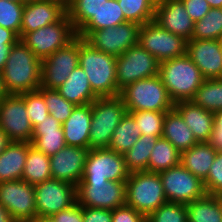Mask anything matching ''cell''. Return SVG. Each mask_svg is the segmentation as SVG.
<instances>
[{
  "label": "cell",
  "mask_w": 222,
  "mask_h": 222,
  "mask_svg": "<svg viewBox=\"0 0 222 222\" xmlns=\"http://www.w3.org/2000/svg\"><path fill=\"white\" fill-rule=\"evenodd\" d=\"M2 78L7 94L35 91L41 83V60L19 40L10 50Z\"/></svg>",
  "instance_id": "6da1fadb"
},
{
  "label": "cell",
  "mask_w": 222,
  "mask_h": 222,
  "mask_svg": "<svg viewBox=\"0 0 222 222\" xmlns=\"http://www.w3.org/2000/svg\"><path fill=\"white\" fill-rule=\"evenodd\" d=\"M116 58L93 48L79 37V66L86 72L90 86L98 97L119 96L116 81Z\"/></svg>",
  "instance_id": "7a4b0ae2"
},
{
  "label": "cell",
  "mask_w": 222,
  "mask_h": 222,
  "mask_svg": "<svg viewBox=\"0 0 222 222\" xmlns=\"http://www.w3.org/2000/svg\"><path fill=\"white\" fill-rule=\"evenodd\" d=\"M159 76L174 103L190 101L205 80L187 54L160 62Z\"/></svg>",
  "instance_id": "3957f363"
},
{
  "label": "cell",
  "mask_w": 222,
  "mask_h": 222,
  "mask_svg": "<svg viewBox=\"0 0 222 222\" xmlns=\"http://www.w3.org/2000/svg\"><path fill=\"white\" fill-rule=\"evenodd\" d=\"M119 96L127 112H167L174 108V102L170 99L159 75L140 79L127 85L120 91Z\"/></svg>",
  "instance_id": "277c9868"
},
{
  "label": "cell",
  "mask_w": 222,
  "mask_h": 222,
  "mask_svg": "<svg viewBox=\"0 0 222 222\" xmlns=\"http://www.w3.org/2000/svg\"><path fill=\"white\" fill-rule=\"evenodd\" d=\"M89 150L108 148L113 132L127 109L120 96L98 97L91 103Z\"/></svg>",
  "instance_id": "5b68a950"
},
{
  "label": "cell",
  "mask_w": 222,
  "mask_h": 222,
  "mask_svg": "<svg viewBox=\"0 0 222 222\" xmlns=\"http://www.w3.org/2000/svg\"><path fill=\"white\" fill-rule=\"evenodd\" d=\"M126 205L147 217L168 202L159 173L131 172L126 180Z\"/></svg>",
  "instance_id": "8992f818"
},
{
  "label": "cell",
  "mask_w": 222,
  "mask_h": 222,
  "mask_svg": "<svg viewBox=\"0 0 222 222\" xmlns=\"http://www.w3.org/2000/svg\"><path fill=\"white\" fill-rule=\"evenodd\" d=\"M77 36L68 15L60 21L25 33L20 40L42 61Z\"/></svg>",
  "instance_id": "52a82bcc"
},
{
  "label": "cell",
  "mask_w": 222,
  "mask_h": 222,
  "mask_svg": "<svg viewBox=\"0 0 222 222\" xmlns=\"http://www.w3.org/2000/svg\"><path fill=\"white\" fill-rule=\"evenodd\" d=\"M159 64L156 57L139 44L130 47L116 58L117 89L121 91L140 79L159 75Z\"/></svg>",
  "instance_id": "ba28073f"
},
{
  "label": "cell",
  "mask_w": 222,
  "mask_h": 222,
  "mask_svg": "<svg viewBox=\"0 0 222 222\" xmlns=\"http://www.w3.org/2000/svg\"><path fill=\"white\" fill-rule=\"evenodd\" d=\"M138 44L159 62L186 54L187 40L152 20L140 26Z\"/></svg>",
  "instance_id": "9c48e42d"
},
{
  "label": "cell",
  "mask_w": 222,
  "mask_h": 222,
  "mask_svg": "<svg viewBox=\"0 0 222 222\" xmlns=\"http://www.w3.org/2000/svg\"><path fill=\"white\" fill-rule=\"evenodd\" d=\"M126 182L80 181L77 202L82 207L114 210L126 205Z\"/></svg>",
  "instance_id": "30bf717a"
},
{
  "label": "cell",
  "mask_w": 222,
  "mask_h": 222,
  "mask_svg": "<svg viewBox=\"0 0 222 222\" xmlns=\"http://www.w3.org/2000/svg\"><path fill=\"white\" fill-rule=\"evenodd\" d=\"M129 174L123 154L108 148L90 149L81 181L126 182Z\"/></svg>",
  "instance_id": "8fae6325"
},
{
  "label": "cell",
  "mask_w": 222,
  "mask_h": 222,
  "mask_svg": "<svg viewBox=\"0 0 222 222\" xmlns=\"http://www.w3.org/2000/svg\"><path fill=\"white\" fill-rule=\"evenodd\" d=\"M0 204L15 222H34L37 219L34 185L24 180L0 183Z\"/></svg>",
  "instance_id": "7c38bea8"
},
{
  "label": "cell",
  "mask_w": 222,
  "mask_h": 222,
  "mask_svg": "<svg viewBox=\"0 0 222 222\" xmlns=\"http://www.w3.org/2000/svg\"><path fill=\"white\" fill-rule=\"evenodd\" d=\"M168 202L188 204L205 196L203 181L181 164L159 173Z\"/></svg>",
  "instance_id": "4fadbf2b"
},
{
  "label": "cell",
  "mask_w": 222,
  "mask_h": 222,
  "mask_svg": "<svg viewBox=\"0 0 222 222\" xmlns=\"http://www.w3.org/2000/svg\"><path fill=\"white\" fill-rule=\"evenodd\" d=\"M79 36L41 61L40 87L59 88L79 65Z\"/></svg>",
  "instance_id": "5bb4252c"
},
{
  "label": "cell",
  "mask_w": 222,
  "mask_h": 222,
  "mask_svg": "<svg viewBox=\"0 0 222 222\" xmlns=\"http://www.w3.org/2000/svg\"><path fill=\"white\" fill-rule=\"evenodd\" d=\"M140 25L125 22L113 27L95 30L84 40L93 48L115 57L121 56L130 47L138 45Z\"/></svg>",
  "instance_id": "9a60e30c"
},
{
  "label": "cell",
  "mask_w": 222,
  "mask_h": 222,
  "mask_svg": "<svg viewBox=\"0 0 222 222\" xmlns=\"http://www.w3.org/2000/svg\"><path fill=\"white\" fill-rule=\"evenodd\" d=\"M37 218L51 217L77 202V186L57 179L34 185Z\"/></svg>",
  "instance_id": "2e32d148"
},
{
  "label": "cell",
  "mask_w": 222,
  "mask_h": 222,
  "mask_svg": "<svg viewBox=\"0 0 222 222\" xmlns=\"http://www.w3.org/2000/svg\"><path fill=\"white\" fill-rule=\"evenodd\" d=\"M0 128L11 141L31 143L33 126L19 94H7L0 100Z\"/></svg>",
  "instance_id": "e0dca14e"
},
{
  "label": "cell",
  "mask_w": 222,
  "mask_h": 222,
  "mask_svg": "<svg viewBox=\"0 0 222 222\" xmlns=\"http://www.w3.org/2000/svg\"><path fill=\"white\" fill-rule=\"evenodd\" d=\"M66 14L65 0L25 1L20 38L25 33L36 31L46 25L60 21Z\"/></svg>",
  "instance_id": "ac0fdd59"
},
{
  "label": "cell",
  "mask_w": 222,
  "mask_h": 222,
  "mask_svg": "<svg viewBox=\"0 0 222 222\" xmlns=\"http://www.w3.org/2000/svg\"><path fill=\"white\" fill-rule=\"evenodd\" d=\"M89 149L65 146L50 157L52 179L68 182L74 186L82 180Z\"/></svg>",
  "instance_id": "d6986e66"
},
{
  "label": "cell",
  "mask_w": 222,
  "mask_h": 222,
  "mask_svg": "<svg viewBox=\"0 0 222 222\" xmlns=\"http://www.w3.org/2000/svg\"><path fill=\"white\" fill-rule=\"evenodd\" d=\"M154 21L163 29L187 41L192 38L194 21L182 0H156Z\"/></svg>",
  "instance_id": "ffe728a7"
},
{
  "label": "cell",
  "mask_w": 222,
  "mask_h": 222,
  "mask_svg": "<svg viewBox=\"0 0 222 222\" xmlns=\"http://www.w3.org/2000/svg\"><path fill=\"white\" fill-rule=\"evenodd\" d=\"M186 54L199 68L204 79L222 78V50L218 40H188Z\"/></svg>",
  "instance_id": "44dd1931"
},
{
  "label": "cell",
  "mask_w": 222,
  "mask_h": 222,
  "mask_svg": "<svg viewBox=\"0 0 222 222\" xmlns=\"http://www.w3.org/2000/svg\"><path fill=\"white\" fill-rule=\"evenodd\" d=\"M91 121V104L75 106L70 117L62 124L66 146L89 149Z\"/></svg>",
  "instance_id": "7402d4cb"
},
{
  "label": "cell",
  "mask_w": 222,
  "mask_h": 222,
  "mask_svg": "<svg viewBox=\"0 0 222 222\" xmlns=\"http://www.w3.org/2000/svg\"><path fill=\"white\" fill-rule=\"evenodd\" d=\"M31 145L51 157L66 146L62 124L49 115L33 128Z\"/></svg>",
  "instance_id": "603a6c76"
},
{
  "label": "cell",
  "mask_w": 222,
  "mask_h": 222,
  "mask_svg": "<svg viewBox=\"0 0 222 222\" xmlns=\"http://www.w3.org/2000/svg\"><path fill=\"white\" fill-rule=\"evenodd\" d=\"M174 108L180 113L198 142L209 140L214 125L213 112L203 109L191 100L176 102Z\"/></svg>",
  "instance_id": "cb8c5ba5"
},
{
  "label": "cell",
  "mask_w": 222,
  "mask_h": 222,
  "mask_svg": "<svg viewBox=\"0 0 222 222\" xmlns=\"http://www.w3.org/2000/svg\"><path fill=\"white\" fill-rule=\"evenodd\" d=\"M56 90L75 106L91 104L98 98L90 86L86 72L79 65Z\"/></svg>",
  "instance_id": "d4e9b609"
},
{
  "label": "cell",
  "mask_w": 222,
  "mask_h": 222,
  "mask_svg": "<svg viewBox=\"0 0 222 222\" xmlns=\"http://www.w3.org/2000/svg\"><path fill=\"white\" fill-rule=\"evenodd\" d=\"M29 142L12 141L0 155V183L22 180Z\"/></svg>",
  "instance_id": "484cf974"
},
{
  "label": "cell",
  "mask_w": 222,
  "mask_h": 222,
  "mask_svg": "<svg viewBox=\"0 0 222 222\" xmlns=\"http://www.w3.org/2000/svg\"><path fill=\"white\" fill-rule=\"evenodd\" d=\"M162 137L168 140L180 153L190 149L198 142L192 130L175 108L166 112Z\"/></svg>",
  "instance_id": "4316f807"
},
{
  "label": "cell",
  "mask_w": 222,
  "mask_h": 222,
  "mask_svg": "<svg viewBox=\"0 0 222 222\" xmlns=\"http://www.w3.org/2000/svg\"><path fill=\"white\" fill-rule=\"evenodd\" d=\"M216 153L217 151L207 142H197L190 149L181 152L180 164L204 181L209 174Z\"/></svg>",
  "instance_id": "83f0119b"
},
{
  "label": "cell",
  "mask_w": 222,
  "mask_h": 222,
  "mask_svg": "<svg viewBox=\"0 0 222 222\" xmlns=\"http://www.w3.org/2000/svg\"><path fill=\"white\" fill-rule=\"evenodd\" d=\"M127 22L117 0H106L91 19L76 33L84 39L89 33Z\"/></svg>",
  "instance_id": "f1b7e54d"
},
{
  "label": "cell",
  "mask_w": 222,
  "mask_h": 222,
  "mask_svg": "<svg viewBox=\"0 0 222 222\" xmlns=\"http://www.w3.org/2000/svg\"><path fill=\"white\" fill-rule=\"evenodd\" d=\"M186 206L189 222H222V196L206 194Z\"/></svg>",
  "instance_id": "f546056e"
},
{
  "label": "cell",
  "mask_w": 222,
  "mask_h": 222,
  "mask_svg": "<svg viewBox=\"0 0 222 222\" xmlns=\"http://www.w3.org/2000/svg\"><path fill=\"white\" fill-rule=\"evenodd\" d=\"M49 179H52L50 157L31 146L28 149L22 180L36 185Z\"/></svg>",
  "instance_id": "4dcf8cb0"
},
{
  "label": "cell",
  "mask_w": 222,
  "mask_h": 222,
  "mask_svg": "<svg viewBox=\"0 0 222 222\" xmlns=\"http://www.w3.org/2000/svg\"><path fill=\"white\" fill-rule=\"evenodd\" d=\"M140 136V129L134 118L127 112L115 128L108 149L124 155Z\"/></svg>",
  "instance_id": "1f68e13d"
},
{
  "label": "cell",
  "mask_w": 222,
  "mask_h": 222,
  "mask_svg": "<svg viewBox=\"0 0 222 222\" xmlns=\"http://www.w3.org/2000/svg\"><path fill=\"white\" fill-rule=\"evenodd\" d=\"M181 153L163 137L158 138L148 162V172L160 173L180 164Z\"/></svg>",
  "instance_id": "d6a6232c"
},
{
  "label": "cell",
  "mask_w": 222,
  "mask_h": 222,
  "mask_svg": "<svg viewBox=\"0 0 222 222\" xmlns=\"http://www.w3.org/2000/svg\"><path fill=\"white\" fill-rule=\"evenodd\" d=\"M160 137L141 135L137 142L124 154L127 170L147 171L148 162L156 141Z\"/></svg>",
  "instance_id": "836d02e7"
},
{
  "label": "cell",
  "mask_w": 222,
  "mask_h": 222,
  "mask_svg": "<svg viewBox=\"0 0 222 222\" xmlns=\"http://www.w3.org/2000/svg\"><path fill=\"white\" fill-rule=\"evenodd\" d=\"M191 101L213 113L222 110V78L205 79Z\"/></svg>",
  "instance_id": "e575fe53"
},
{
  "label": "cell",
  "mask_w": 222,
  "mask_h": 222,
  "mask_svg": "<svg viewBox=\"0 0 222 222\" xmlns=\"http://www.w3.org/2000/svg\"><path fill=\"white\" fill-rule=\"evenodd\" d=\"M106 0H67L68 18L76 33L91 19Z\"/></svg>",
  "instance_id": "d590c367"
},
{
  "label": "cell",
  "mask_w": 222,
  "mask_h": 222,
  "mask_svg": "<svg viewBox=\"0 0 222 222\" xmlns=\"http://www.w3.org/2000/svg\"><path fill=\"white\" fill-rule=\"evenodd\" d=\"M127 22L140 26L154 20L156 0H117Z\"/></svg>",
  "instance_id": "8d00e7d4"
},
{
  "label": "cell",
  "mask_w": 222,
  "mask_h": 222,
  "mask_svg": "<svg viewBox=\"0 0 222 222\" xmlns=\"http://www.w3.org/2000/svg\"><path fill=\"white\" fill-rule=\"evenodd\" d=\"M222 35V8H211L200 20L194 22V30L191 39L218 40Z\"/></svg>",
  "instance_id": "74e56055"
},
{
  "label": "cell",
  "mask_w": 222,
  "mask_h": 222,
  "mask_svg": "<svg viewBox=\"0 0 222 222\" xmlns=\"http://www.w3.org/2000/svg\"><path fill=\"white\" fill-rule=\"evenodd\" d=\"M42 95L50 115L63 124L71 115L75 105L67 101L56 89H37Z\"/></svg>",
  "instance_id": "f35d334b"
},
{
  "label": "cell",
  "mask_w": 222,
  "mask_h": 222,
  "mask_svg": "<svg viewBox=\"0 0 222 222\" xmlns=\"http://www.w3.org/2000/svg\"><path fill=\"white\" fill-rule=\"evenodd\" d=\"M128 113L134 118L141 135L162 137L166 112L135 111Z\"/></svg>",
  "instance_id": "ab89813d"
},
{
  "label": "cell",
  "mask_w": 222,
  "mask_h": 222,
  "mask_svg": "<svg viewBox=\"0 0 222 222\" xmlns=\"http://www.w3.org/2000/svg\"><path fill=\"white\" fill-rule=\"evenodd\" d=\"M25 1L0 0V26L14 31L20 38Z\"/></svg>",
  "instance_id": "60d3db41"
},
{
  "label": "cell",
  "mask_w": 222,
  "mask_h": 222,
  "mask_svg": "<svg viewBox=\"0 0 222 222\" xmlns=\"http://www.w3.org/2000/svg\"><path fill=\"white\" fill-rule=\"evenodd\" d=\"M146 222H188L186 204L166 202L146 217Z\"/></svg>",
  "instance_id": "b9f144b4"
},
{
  "label": "cell",
  "mask_w": 222,
  "mask_h": 222,
  "mask_svg": "<svg viewBox=\"0 0 222 222\" xmlns=\"http://www.w3.org/2000/svg\"><path fill=\"white\" fill-rule=\"evenodd\" d=\"M25 101L26 111L33 128L47 119L50 115L43 99V95L38 91H30L19 94Z\"/></svg>",
  "instance_id": "7bdbcfd3"
},
{
  "label": "cell",
  "mask_w": 222,
  "mask_h": 222,
  "mask_svg": "<svg viewBox=\"0 0 222 222\" xmlns=\"http://www.w3.org/2000/svg\"><path fill=\"white\" fill-rule=\"evenodd\" d=\"M206 193L222 196V152H217L207 178L203 181Z\"/></svg>",
  "instance_id": "ee69618b"
},
{
  "label": "cell",
  "mask_w": 222,
  "mask_h": 222,
  "mask_svg": "<svg viewBox=\"0 0 222 222\" xmlns=\"http://www.w3.org/2000/svg\"><path fill=\"white\" fill-rule=\"evenodd\" d=\"M112 222H146V217L134 208L123 205L112 210Z\"/></svg>",
  "instance_id": "f6af8a7d"
},
{
  "label": "cell",
  "mask_w": 222,
  "mask_h": 222,
  "mask_svg": "<svg viewBox=\"0 0 222 222\" xmlns=\"http://www.w3.org/2000/svg\"><path fill=\"white\" fill-rule=\"evenodd\" d=\"M55 222H83V207L76 202L51 216Z\"/></svg>",
  "instance_id": "bcb514c9"
},
{
  "label": "cell",
  "mask_w": 222,
  "mask_h": 222,
  "mask_svg": "<svg viewBox=\"0 0 222 222\" xmlns=\"http://www.w3.org/2000/svg\"><path fill=\"white\" fill-rule=\"evenodd\" d=\"M182 2L194 22L202 19L211 9L207 0H182Z\"/></svg>",
  "instance_id": "7dc6e473"
},
{
  "label": "cell",
  "mask_w": 222,
  "mask_h": 222,
  "mask_svg": "<svg viewBox=\"0 0 222 222\" xmlns=\"http://www.w3.org/2000/svg\"><path fill=\"white\" fill-rule=\"evenodd\" d=\"M207 143L217 152H222V110L214 112V125Z\"/></svg>",
  "instance_id": "c3c4849f"
},
{
  "label": "cell",
  "mask_w": 222,
  "mask_h": 222,
  "mask_svg": "<svg viewBox=\"0 0 222 222\" xmlns=\"http://www.w3.org/2000/svg\"><path fill=\"white\" fill-rule=\"evenodd\" d=\"M83 222H112V210L83 207Z\"/></svg>",
  "instance_id": "681fc988"
},
{
  "label": "cell",
  "mask_w": 222,
  "mask_h": 222,
  "mask_svg": "<svg viewBox=\"0 0 222 222\" xmlns=\"http://www.w3.org/2000/svg\"><path fill=\"white\" fill-rule=\"evenodd\" d=\"M19 40V36L14 31L0 26V44L17 43Z\"/></svg>",
  "instance_id": "f907efd6"
},
{
  "label": "cell",
  "mask_w": 222,
  "mask_h": 222,
  "mask_svg": "<svg viewBox=\"0 0 222 222\" xmlns=\"http://www.w3.org/2000/svg\"><path fill=\"white\" fill-rule=\"evenodd\" d=\"M16 43L0 44V72L4 70L12 46Z\"/></svg>",
  "instance_id": "816d5d0a"
},
{
  "label": "cell",
  "mask_w": 222,
  "mask_h": 222,
  "mask_svg": "<svg viewBox=\"0 0 222 222\" xmlns=\"http://www.w3.org/2000/svg\"><path fill=\"white\" fill-rule=\"evenodd\" d=\"M11 142L6 133L0 128V155Z\"/></svg>",
  "instance_id": "f5cc1de1"
},
{
  "label": "cell",
  "mask_w": 222,
  "mask_h": 222,
  "mask_svg": "<svg viewBox=\"0 0 222 222\" xmlns=\"http://www.w3.org/2000/svg\"><path fill=\"white\" fill-rule=\"evenodd\" d=\"M0 222H15L8 210L0 204Z\"/></svg>",
  "instance_id": "db71d44e"
},
{
  "label": "cell",
  "mask_w": 222,
  "mask_h": 222,
  "mask_svg": "<svg viewBox=\"0 0 222 222\" xmlns=\"http://www.w3.org/2000/svg\"><path fill=\"white\" fill-rule=\"evenodd\" d=\"M211 8H222V0H207Z\"/></svg>",
  "instance_id": "11a10c76"
},
{
  "label": "cell",
  "mask_w": 222,
  "mask_h": 222,
  "mask_svg": "<svg viewBox=\"0 0 222 222\" xmlns=\"http://www.w3.org/2000/svg\"><path fill=\"white\" fill-rule=\"evenodd\" d=\"M7 95L4 85H3V78H2V72H0V100Z\"/></svg>",
  "instance_id": "9f6ffc18"
},
{
  "label": "cell",
  "mask_w": 222,
  "mask_h": 222,
  "mask_svg": "<svg viewBox=\"0 0 222 222\" xmlns=\"http://www.w3.org/2000/svg\"><path fill=\"white\" fill-rule=\"evenodd\" d=\"M34 222H55L51 217H39Z\"/></svg>",
  "instance_id": "6f0895ef"
},
{
  "label": "cell",
  "mask_w": 222,
  "mask_h": 222,
  "mask_svg": "<svg viewBox=\"0 0 222 222\" xmlns=\"http://www.w3.org/2000/svg\"><path fill=\"white\" fill-rule=\"evenodd\" d=\"M218 42H219L220 48L222 50V35L218 38Z\"/></svg>",
  "instance_id": "680465c9"
},
{
  "label": "cell",
  "mask_w": 222,
  "mask_h": 222,
  "mask_svg": "<svg viewBox=\"0 0 222 222\" xmlns=\"http://www.w3.org/2000/svg\"><path fill=\"white\" fill-rule=\"evenodd\" d=\"M7 1H14V2H17V1H25V0H7Z\"/></svg>",
  "instance_id": "91938a15"
}]
</instances>
